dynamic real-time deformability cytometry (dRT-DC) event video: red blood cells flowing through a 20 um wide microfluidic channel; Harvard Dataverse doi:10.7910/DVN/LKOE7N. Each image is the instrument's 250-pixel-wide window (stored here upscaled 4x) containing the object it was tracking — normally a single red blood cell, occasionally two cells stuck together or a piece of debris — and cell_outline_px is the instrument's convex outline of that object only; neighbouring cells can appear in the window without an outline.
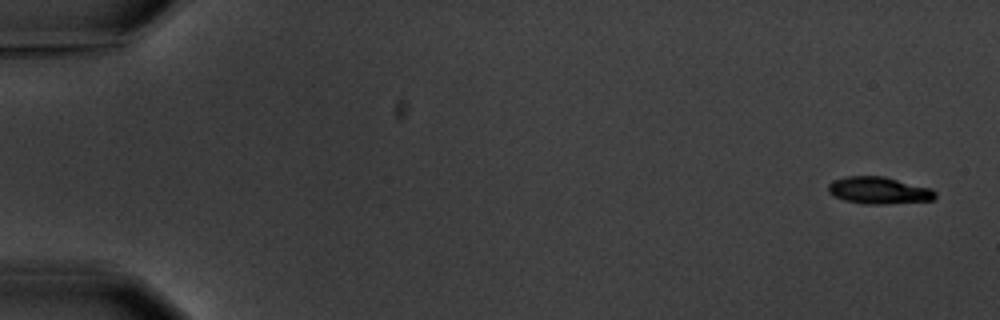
{"species": "common noctule bat (a hibernating species)", "species_latin": "Nyctalus noctula", "temperature_condition": "warm", "stored_images_in_passage": 7, "camera_frame_rate_fps": 3000, "um_per_image_px": 0.085, "animal": {"sex": "male", "body_mass_g": 20.1, "forearm_length_mm": 53.5}, "frame": {"image": 1, "passage_image": 1, "time_ms": 0.0, "image_size_px": [1000, 320], "cell_outline_px": [[936, 196], [932, 200], [888, 204], [864, 204], [844, 200], [828, 192], [828, 184], [832, 180], [848, 176], [884, 176], [932, 188], [936, 192]], "centroid_in_image_um": [74.71, 16.18], "position_along_channel_um": 10.3, "area_um2": 16.94}}
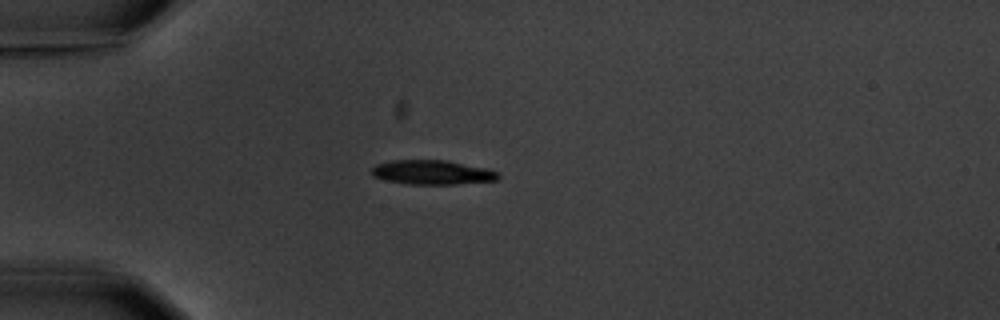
{"frame": {"image": 2, "passage_image": 3, "time_ms": 4.667, "image_size_px": [1000, 320], "cell_outline_px": [[500, 176], [496, 180], [452, 184], [408, 184], [384, 180], [372, 176], [372, 168], [376, 164], [392, 160], [448, 160], [488, 168], [496, 172]], "centroid_in_image_um": [36.72, 14.64], "position_along_channel_um": 48.3, "area_um2": 17.98}}